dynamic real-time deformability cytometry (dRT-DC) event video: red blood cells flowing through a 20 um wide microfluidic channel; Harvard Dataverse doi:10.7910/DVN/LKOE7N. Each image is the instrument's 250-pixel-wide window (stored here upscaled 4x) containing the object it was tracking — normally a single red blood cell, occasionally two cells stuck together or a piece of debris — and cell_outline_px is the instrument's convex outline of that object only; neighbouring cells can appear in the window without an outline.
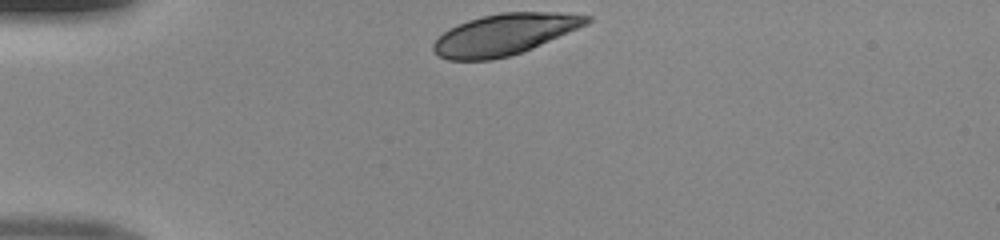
{"species": "human", "species_latin": "Homo sapiens", "temperature_condition": "room temperature", "stored_images_in_passage": 30, "camera_frame_rate_fps": 3000, "um_per_image_px": 0.085, "donor": {"sex": "male"}, "frame": {"image": 1, "passage_image": 1, "time_ms": 0.0, "image_size_px": [1000, 240], "cell_outline_px": [[592, 20], [588, 24], [532, 48], [508, 56], [492, 60], [448, 60], [440, 56], [432, 48], [432, 44], [444, 32], [468, 20], [500, 12], [556, 12], [592, 16]], "centroid_in_image_um": [42.91, 2.92], "position_along_channel_um": 42.1, "area_um2": 36.36}}
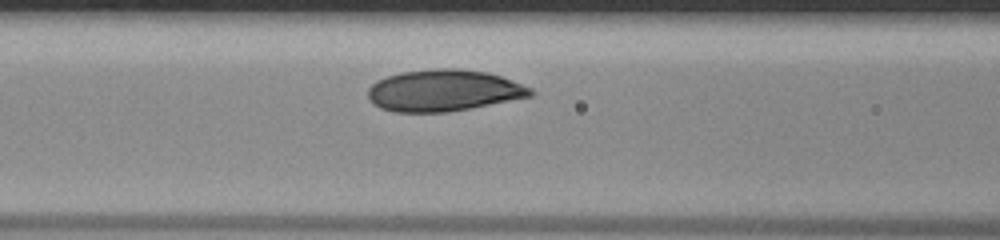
{"frame": {"image": 2, "passage_image": 10, "time_ms": 3.0, "image_size_px": [1000, 240], "cell_outline_px": [[536, 92], [532, 96], [448, 112], [392, 112], [380, 108], [372, 104], [368, 100], [368, 88], [376, 80], [388, 76], [404, 72], [436, 68], [460, 68], [488, 72], [500, 76], [532, 88]], "centroid_in_image_um": [37.69, 7.69], "position_along_channel_um": 128.9, "area_um2": 39.48}}
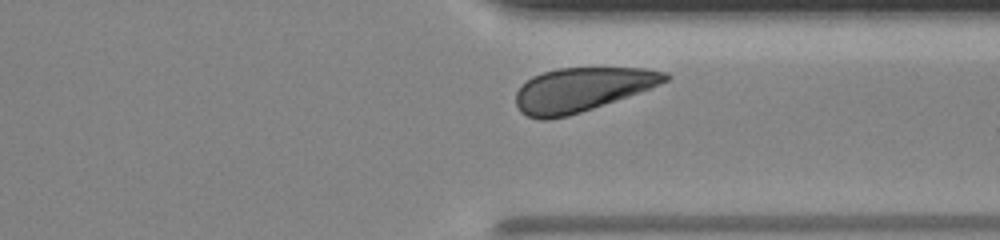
{"frame": {"image": 3, "passage_image": 27, "time_ms": 8.667, "image_size_px": [1000, 240], "cell_outline_px": [[672, 76], [668, 80], [652, 88], [568, 116], [548, 120], [540, 120], [528, 116], [520, 112], [516, 104], [516, 92], [532, 76], [556, 68], [644, 68], [668, 72]], "centroid_in_image_um": [49.47, 7.61], "position_along_channel_um": 361.9, "area_um2": 38.09}}